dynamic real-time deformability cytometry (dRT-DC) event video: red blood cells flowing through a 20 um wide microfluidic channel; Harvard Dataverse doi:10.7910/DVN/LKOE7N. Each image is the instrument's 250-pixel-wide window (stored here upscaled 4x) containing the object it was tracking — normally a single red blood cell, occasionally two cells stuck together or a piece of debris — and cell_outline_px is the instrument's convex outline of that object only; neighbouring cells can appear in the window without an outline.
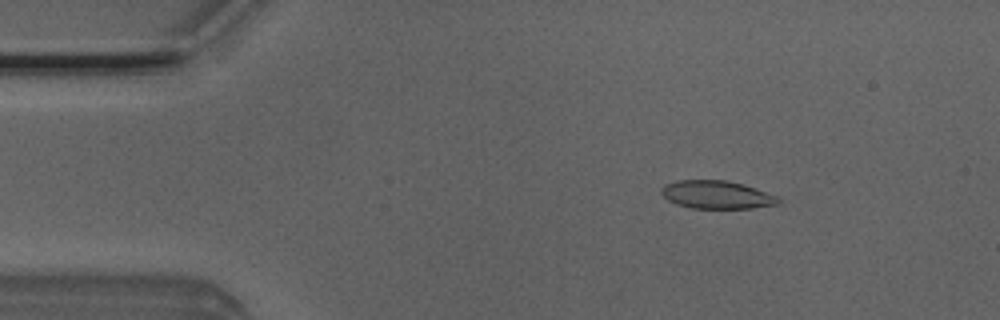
{"species": "Egyptian fruit bat (a non-hibernating species)", "species_latin": "Rousettus aegyptiacus", "temperature_condition": "room temperature", "stored_images_in_passage": 50, "camera_frame_rate_fps": 3000, "um_per_image_px": 0.085, "animal": {"sex": "male"}, "frame": {"image": 1, "passage_image": 7, "time_ms": 2.0, "image_size_px": [1000, 320], "cell_outline_px": [[780, 204], [752, 208], [692, 208], [676, 204], [668, 200], [660, 192], [660, 188], [664, 184], [676, 180], [728, 180], [744, 184], [780, 196]], "centroid_in_image_um": [60.94, 16.54], "position_along_channel_um": 24.1, "area_um2": 19.42}}
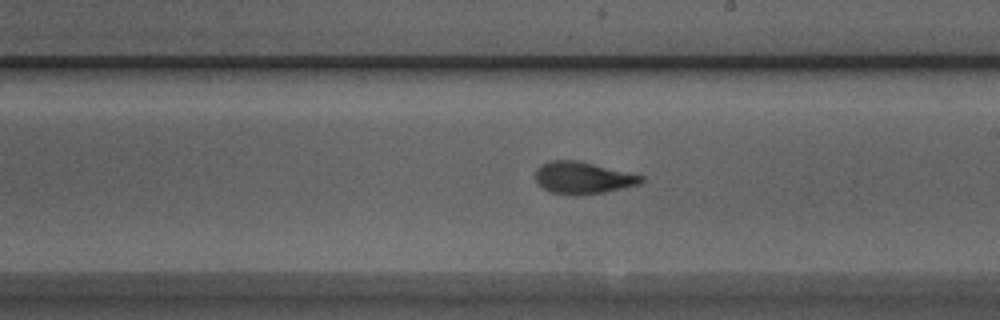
{"frame": {"image": 2, "passage_image": 28, "time_ms": 9.0, "image_size_px": [1000, 320], "cell_outline_px": [[644, 180], [640, 184], [604, 192], [568, 196], [548, 192], [536, 180], [536, 168], [540, 164], [548, 160], [580, 160], [644, 176]], "centroid_in_image_um": [49.52, 15.11], "position_along_channel_um": 239.5, "area_um2": 19.94}}
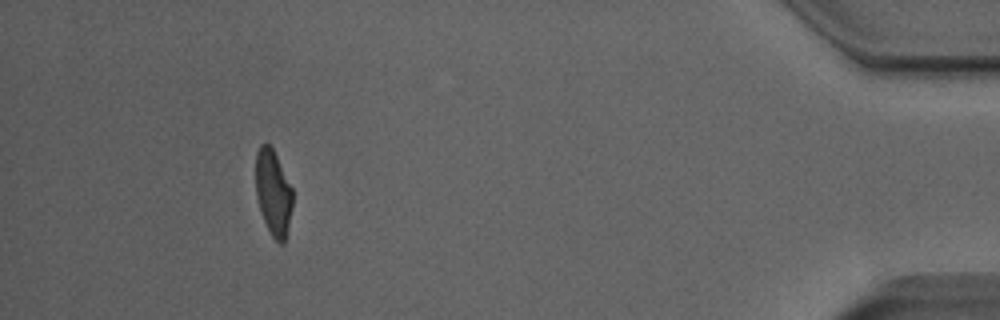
{"frame": {"image": 3, "passage_image": 46, "time_ms": 15.0, "image_size_px": [1000, 320], "cell_outline_px": [[292, 208], [288, 228], [284, 244], [280, 244], [272, 236], [260, 212], [256, 196], [256, 152], [260, 144], [268, 144], [272, 148], [292, 188]], "centroid_in_image_um": [23.22, 16.4], "position_along_channel_um": 412.0, "area_um2": 18.26}, "authors_computed_cell_mechanics": {"area_um2": 19.652, "velocity_mm_per_s": 4.0068, "shape_relaxation_time_tau1_ms": 3.7638, "shape_relaxation_time_tau2_ms": 1.2897, "deformation_change_tau1": 0.1913, "deformation_change_tau2": 0.0991}}